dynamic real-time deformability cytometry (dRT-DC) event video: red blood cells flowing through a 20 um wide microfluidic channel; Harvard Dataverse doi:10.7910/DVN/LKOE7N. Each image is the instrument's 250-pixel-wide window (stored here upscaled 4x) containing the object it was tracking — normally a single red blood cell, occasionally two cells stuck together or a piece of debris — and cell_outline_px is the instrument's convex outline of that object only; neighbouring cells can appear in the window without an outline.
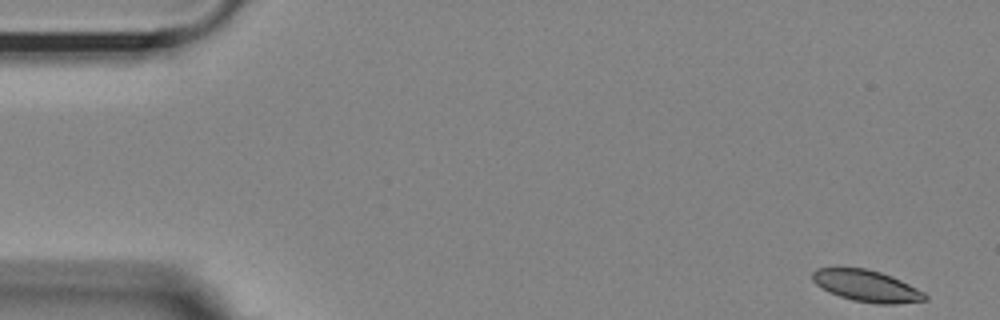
{"species": "Egyptian fruit bat (a non-hibernating species)", "species_latin": "Rousettus aegyptiacus", "temperature_condition": "room temperature", "stored_images_in_passage": 54, "camera_frame_rate_fps": 3000, "um_per_image_px": 0.085, "animal": {"sex": "female"}, "frame": {"image": 1, "passage_image": 1, "time_ms": 0.0, "image_size_px": [1000, 320], "cell_outline_px": [[928, 300], [896, 304], [876, 304], [852, 300], [828, 292], [816, 284], [812, 280], [812, 272], [816, 268], [864, 268], [880, 272], [892, 276], [924, 292], [928, 296]], "centroid_in_image_um": [73.66, 24.31], "position_along_channel_um": 11.3, "area_um2": 20.69}}
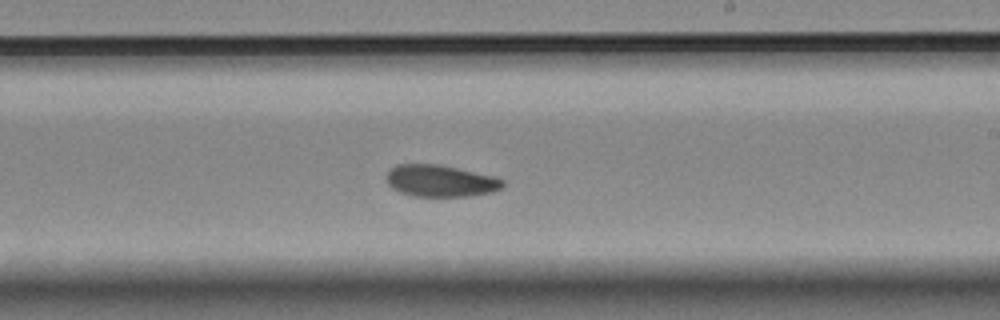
{"frame": {"image": 2, "passage_image": 31, "time_ms": 10.0, "image_size_px": [1000, 320], "cell_outline_px": [[504, 184], [500, 188], [492, 192], [468, 196], [412, 196], [400, 192], [392, 188], [388, 184], [388, 172], [396, 164], [436, 164], [456, 168], [492, 176], [504, 180]], "centroid_in_image_um": [37.42, 15.38], "position_along_channel_um": 251.6, "area_um2": 21.21}}
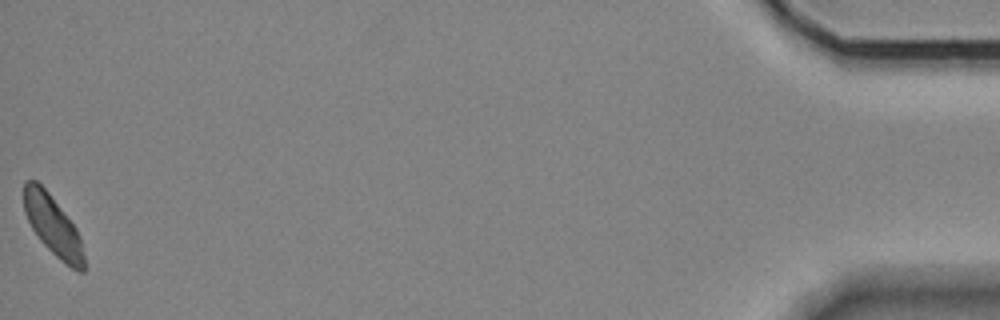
{"frame": {"image": 3, "passage_image": 54, "time_ms": 17.667, "image_size_px": [1000, 320], "cell_outline_px": [[84, 272], [76, 272], [60, 260], [40, 240], [32, 228], [24, 212], [24, 180], [36, 180], [48, 192], [76, 228], [80, 236], [84, 256]], "centroid_in_image_um": [4.5, 19.2], "position_along_channel_um": 430.7, "area_um2": 20.81}, "authors_computed_cell_mechanics": {"area_um2": 21.9062, "velocity_mm_per_s": 3.5979, "shape_relaxation_time_tau1_ms": 8.4999, "shape_relaxation_time_tau2_ms": 6.1949, "deformation_change_tau1": 0.1446, "deformation_change_tau2": 0.0954}}